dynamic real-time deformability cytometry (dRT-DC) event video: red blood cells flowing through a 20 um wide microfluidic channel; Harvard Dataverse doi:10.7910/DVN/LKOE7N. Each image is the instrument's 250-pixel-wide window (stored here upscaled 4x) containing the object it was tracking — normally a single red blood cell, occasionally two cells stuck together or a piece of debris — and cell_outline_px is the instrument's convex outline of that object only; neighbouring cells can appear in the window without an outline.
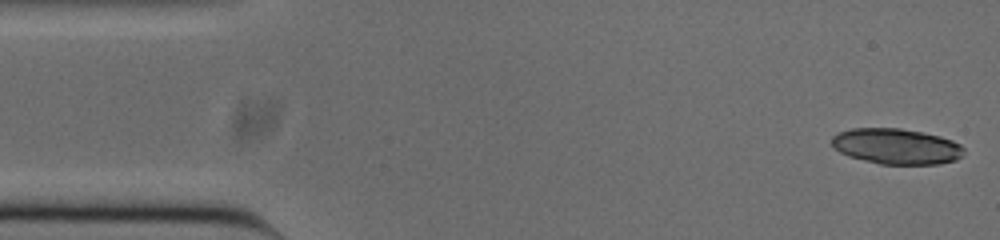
{"species": "common noctule bat (a hibernating species)", "species_latin": "Nyctalus noctula", "temperature_condition": "cold", "stored_images_in_passage": 51, "camera_frame_rate_fps": 3000, "um_per_image_px": 0.085, "animal": {"sex": "male", "body_mass_g": 20.0, "forearm_length_mm": 53.3}, "frame": {"image": 1, "passage_image": 1, "time_ms": 0.0, "image_size_px": [1000, 240], "cell_outline_px": [[964, 156], [956, 160], [940, 164], [880, 164], [848, 156], [832, 148], [832, 136], [836, 132], [852, 128], [900, 128], [924, 132], [940, 136], [952, 140], [960, 144], [964, 148]], "centroid_in_image_um": [76.19, 12.43], "position_along_channel_um": 8.8, "area_um2": 27.8}}
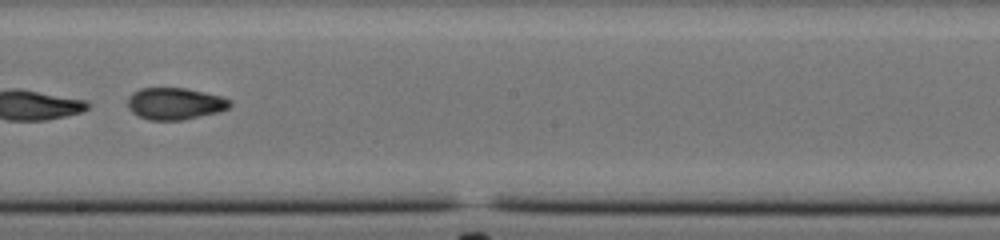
{"frame": {"image": 2, "passage_image": 28, "time_ms": 9.0, "image_size_px": [1000, 240], "cell_outline_px": [[232, 104], [228, 108], [220, 112], [184, 120], [148, 120], [132, 112], [128, 108], [128, 96], [132, 92], [140, 88], [184, 88], [220, 96], [228, 100]], "centroid_in_image_um": [14.84, 8.82], "position_along_channel_um": 233.4, "area_um2": 18.96}, "authors_computed_cell_mechanics": {"area_um2": 27.5706, "velocity_mm_per_s": 3.7848, "shape_relaxation_time_tau1_ms": 8.8231, "shape_relaxation_time_tau2_ms": 2.0832, "deformation_change_tau1": 0.2348, "deformation_change_tau2": 0.08}}